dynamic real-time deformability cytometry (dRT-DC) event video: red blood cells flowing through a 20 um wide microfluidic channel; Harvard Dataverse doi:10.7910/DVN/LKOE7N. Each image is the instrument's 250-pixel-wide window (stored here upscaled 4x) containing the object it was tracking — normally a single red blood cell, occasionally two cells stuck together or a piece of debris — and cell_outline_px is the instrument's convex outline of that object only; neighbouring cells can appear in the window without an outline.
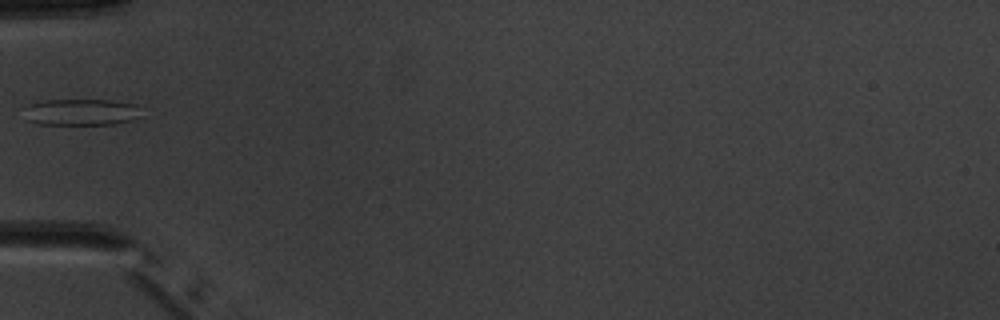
{"species": "common noctule bat (a hibernating species)", "species_latin": "Nyctalus noctula", "temperature_condition": "warm", "stored_images_in_passage": 2, "camera_frame_rate_fps": 3000, "um_per_image_px": 0.085, "animal": {"sex": "male", "body_mass_g": 20.1, "forearm_length_mm": 53.5}, "frame": {"image": 1, "passage_image": 2, "time_ms": 1.333, "image_size_px": [1000, 320], "cell_outline_px": [[140, 116], [132, 120], [112, 124], [36, 124], [24, 120], [24, 104], [44, 100], [112, 100], [136, 104]], "centroid_in_image_um": [6.79, 9.52], "position_along_channel_um": 78.2, "area_um2": 18.38}}